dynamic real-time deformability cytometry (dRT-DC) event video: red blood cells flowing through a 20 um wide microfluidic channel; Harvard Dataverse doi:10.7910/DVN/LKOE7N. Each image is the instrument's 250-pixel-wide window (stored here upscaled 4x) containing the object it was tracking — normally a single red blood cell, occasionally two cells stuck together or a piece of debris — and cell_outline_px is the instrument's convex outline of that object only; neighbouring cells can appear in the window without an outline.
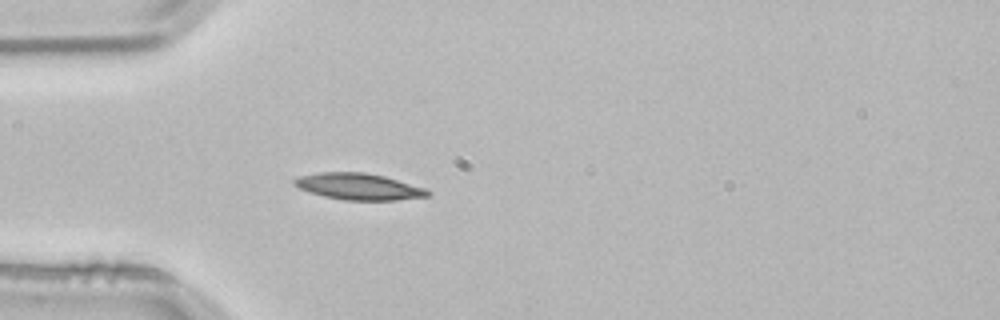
{"species": "common noctule bat (a hibernating species)", "species_latin": "Nyctalus noctula", "temperature_condition": "room temperature", "stored_images_in_passage": 2, "camera_frame_rate_fps": 3000, "um_per_image_px": 0.085, "animal": {"sex": "male", "body_mass_g": 21.5, "forearm_length_mm": 52.0}, "frame": {"image": 1, "passage_image": 2, "time_ms": 0.333, "image_size_px": [1000, 320], "cell_outline_px": [[432, 196], [396, 200], [344, 200], [324, 196], [300, 188], [292, 184], [292, 180], [300, 176], [320, 172], [364, 172], [384, 176], [428, 188], [432, 192]], "centroid_in_image_um": [30.56, 15.86], "position_along_channel_um": 54.4, "area_um2": 20.69}}